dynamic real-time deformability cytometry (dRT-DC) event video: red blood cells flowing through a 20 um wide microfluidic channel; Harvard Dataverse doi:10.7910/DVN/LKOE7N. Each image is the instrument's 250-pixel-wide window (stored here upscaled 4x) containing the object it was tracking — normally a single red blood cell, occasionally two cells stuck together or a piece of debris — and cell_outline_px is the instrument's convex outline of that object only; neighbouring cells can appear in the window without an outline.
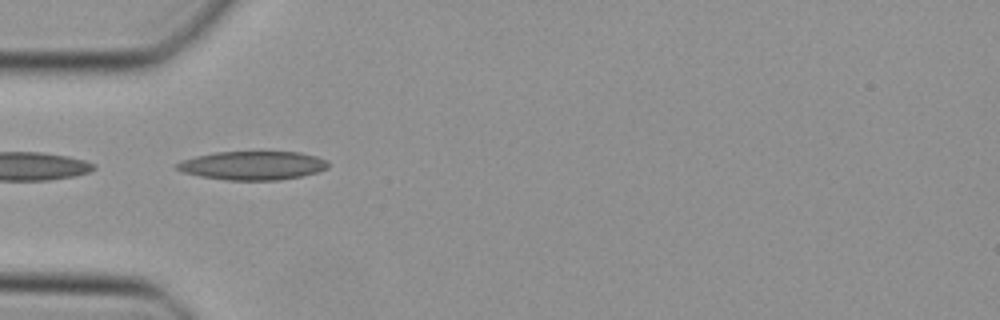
{"species": "Egyptian fruit bat (a non-hibernating species)", "species_latin": "Rousettus aegyptiacus", "temperature_condition": "cold", "stored_images_in_passage": 7, "camera_frame_rate_fps": 3000, "um_per_image_px": 0.085, "animal": {"sex": "female"}, "frame": {"image": 1, "passage_image": 1, "time_ms": 0.0, "image_size_px": [1000, 320], "cell_outline_px": [[328, 168], [316, 172], [300, 176], [280, 180], [224, 180], [200, 176], [184, 172], [176, 168], [176, 164], [180, 160], [196, 156], [216, 152], [300, 152], [316, 156], [328, 160]], "centroid_in_image_um": [21.48, 14.06], "position_along_channel_um": 63.5, "area_um2": 25.26}}
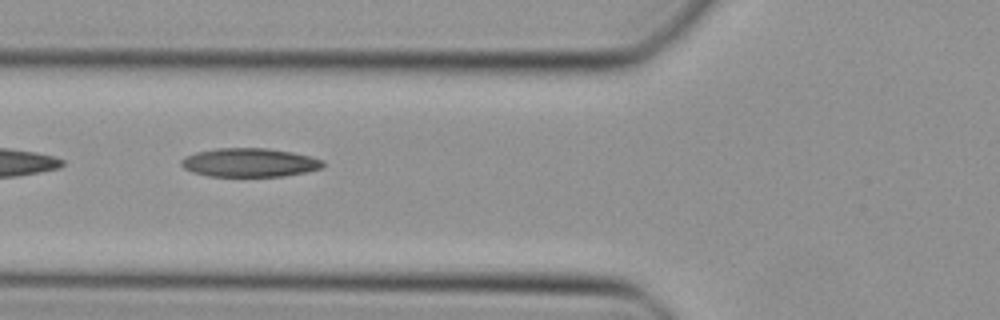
{"frame": {"image": 2, "passage_image": 4, "time_ms": 1.0, "image_size_px": [1000, 320], "cell_outline_px": [[324, 168], [308, 172], [284, 176], [208, 176], [192, 172], [184, 168], [180, 164], [180, 160], [184, 156], [196, 152], [216, 148], [268, 148], [292, 152], [324, 160]], "centroid_in_image_um": [21.21, 13.82], "position_along_channel_um": 104.6, "area_um2": 23.93}}